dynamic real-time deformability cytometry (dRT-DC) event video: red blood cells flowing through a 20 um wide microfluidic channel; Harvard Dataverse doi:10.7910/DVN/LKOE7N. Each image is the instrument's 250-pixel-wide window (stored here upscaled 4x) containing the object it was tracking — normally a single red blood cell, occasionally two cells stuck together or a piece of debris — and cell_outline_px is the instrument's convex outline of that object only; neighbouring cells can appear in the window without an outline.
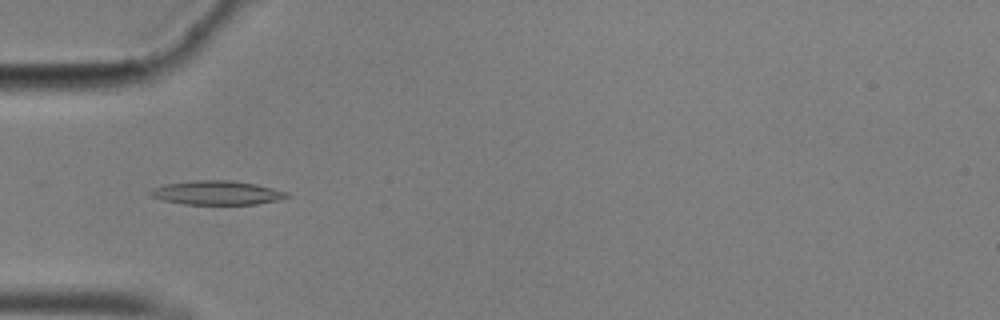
{"species": "common noctule bat (a hibernating species)", "species_latin": "Nyctalus noctula", "temperature_condition": "cold", "stored_images_in_passage": 56, "camera_frame_rate_fps": 3000, "um_per_image_px": 0.085, "animal": {"sex": "male", "body_mass_g": 17.9}, "frame": {"image": 1, "passage_image": 17, "time_ms": 5.333, "image_size_px": [1000, 320], "cell_outline_px": [[288, 196], [280, 200], [256, 204], [184, 204], [164, 200], [152, 196], [148, 192], [156, 188], [168, 184], [192, 180], [232, 180], [256, 184], [288, 192]], "centroid_in_image_um": [18.49, 16.38], "position_along_channel_um": 66.5, "area_um2": 18.84}}
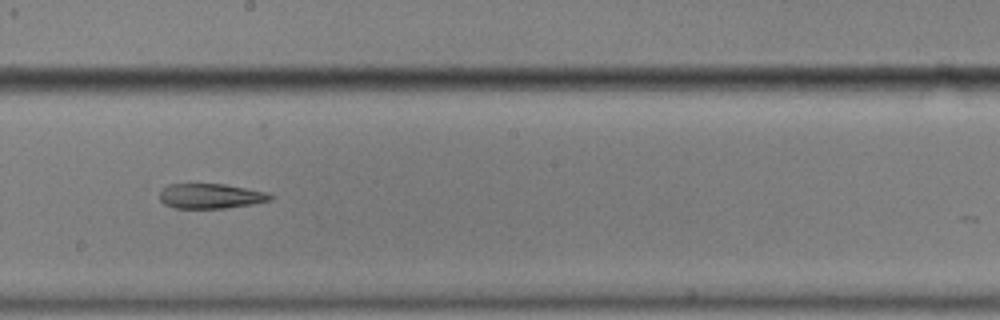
{"frame": {"image": 2, "passage_image": 31, "time_ms": 10.0, "image_size_px": [1000, 320], "cell_outline_px": [[272, 200], [252, 204], [224, 208], [172, 208], [164, 204], [160, 200], [160, 192], [168, 184], [224, 184], [268, 192], [272, 196]], "centroid_in_image_um": [17.9, 16.67], "position_along_channel_um": 230.3, "area_um2": 16.07}}
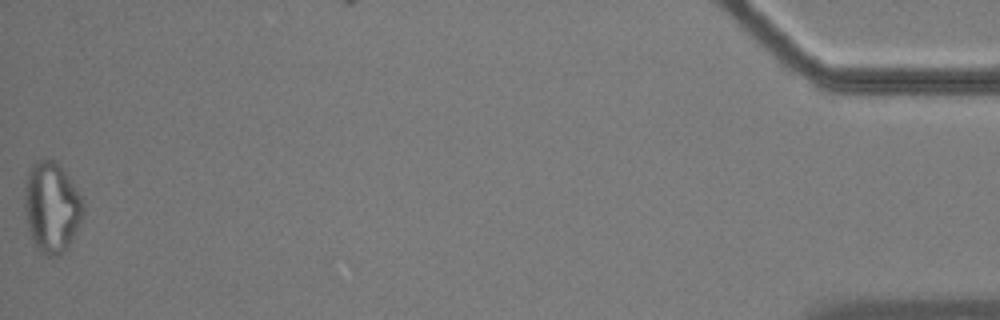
{"frame": {"image": 3, "passage_image": 56, "time_ms": 18.333, "image_size_px": [1000, 320], "cell_outline_px": [[84, 212], [64, 252], [60, 256], [48, 256], [40, 252], [36, 248], [32, 240], [28, 228], [24, 208], [24, 184], [28, 172], [32, 164], [36, 160], [52, 160], [68, 176], [80, 196], [84, 204]], "centroid_in_image_um": [4.35, 17.63], "position_along_channel_um": 430.9, "area_um2": 30.58}, "authors_computed_cell_mechanics": {"area_um2": 18.3226, "velocity_mm_per_s": 3.5128, "shape_relaxation_time_tau1_ms": null, "shape_relaxation_time_tau2_ms": 3.5294, "deformation_change_tau1": null, "deformation_change_tau2": 0.1161}}